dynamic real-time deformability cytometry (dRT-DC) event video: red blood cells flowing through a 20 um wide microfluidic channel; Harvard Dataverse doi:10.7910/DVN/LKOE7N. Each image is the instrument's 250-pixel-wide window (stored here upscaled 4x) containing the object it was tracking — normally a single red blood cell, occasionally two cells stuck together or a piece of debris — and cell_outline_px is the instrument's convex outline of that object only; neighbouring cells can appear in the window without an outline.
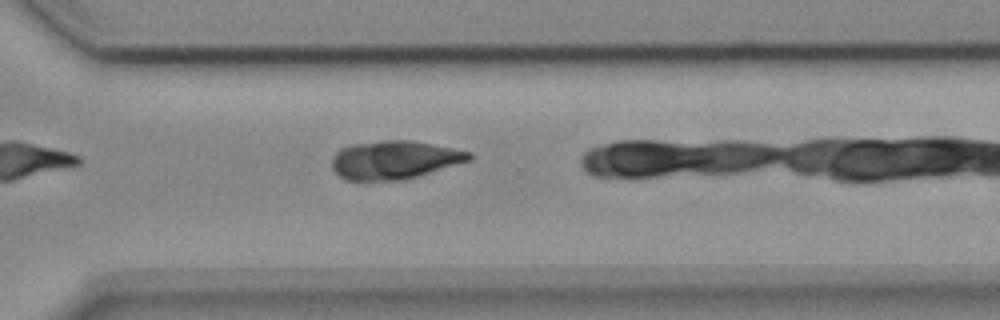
{"species": "common noctule bat (a hibernating species)", "species_latin": "Nyctalus noctula", "temperature_condition": "cold", "stored_images_in_passage": 10, "camera_frame_rate_fps": 3000, "um_per_image_px": 0.085, "animal": {"sex": "female", "body_mass_g": 18.4}, "frame": {"image": 1, "passage_image": 9, "time_ms": 2.667, "image_size_px": [1000, 320], "cell_outline_px": [[472, 160], [416, 176], [400, 180], [344, 180], [332, 168], [332, 160], [336, 152], [340, 148], [352, 144], [384, 140], [412, 140], [472, 152]], "centroid_in_image_um": [33.52, 13.58], "position_along_channel_um": 337.1, "area_um2": 30.52}}